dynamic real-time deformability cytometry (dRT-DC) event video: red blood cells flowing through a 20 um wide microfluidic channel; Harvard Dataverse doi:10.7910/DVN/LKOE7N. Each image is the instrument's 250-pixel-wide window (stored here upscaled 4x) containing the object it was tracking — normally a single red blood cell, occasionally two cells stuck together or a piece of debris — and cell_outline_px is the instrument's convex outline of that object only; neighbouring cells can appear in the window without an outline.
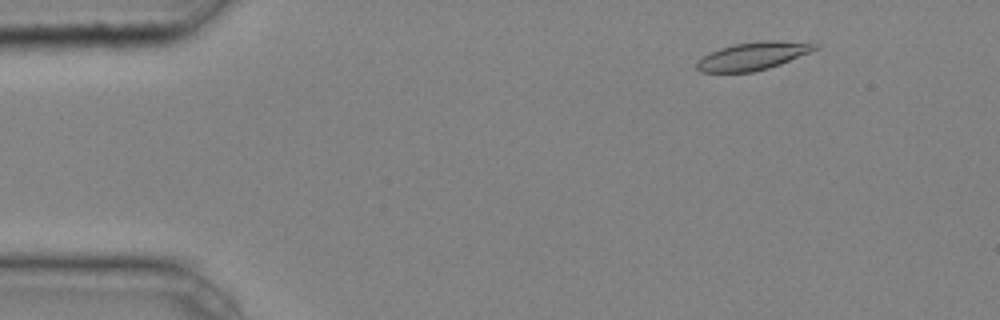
{"species": "common noctule bat (a hibernating species)", "species_latin": "Nyctalus noctula", "temperature_condition": "cold", "stored_images_in_passage": 3, "camera_frame_rate_fps": 3000, "um_per_image_px": 0.085, "animal": {"sex": "male", "body_mass_g": 20.4}, "frame": {"image": 1, "passage_image": 1, "time_ms": 0.0, "image_size_px": [1000, 320], "cell_outline_px": [[820, 48], [780, 64], [768, 68], [752, 72], [700, 72], [696, 68], [696, 60], [720, 48], [736, 44], [764, 40], [776, 40], [820, 44]], "centroid_in_image_um": [64.01, 4.76], "position_along_channel_um": 21.0, "area_um2": 19.07}}